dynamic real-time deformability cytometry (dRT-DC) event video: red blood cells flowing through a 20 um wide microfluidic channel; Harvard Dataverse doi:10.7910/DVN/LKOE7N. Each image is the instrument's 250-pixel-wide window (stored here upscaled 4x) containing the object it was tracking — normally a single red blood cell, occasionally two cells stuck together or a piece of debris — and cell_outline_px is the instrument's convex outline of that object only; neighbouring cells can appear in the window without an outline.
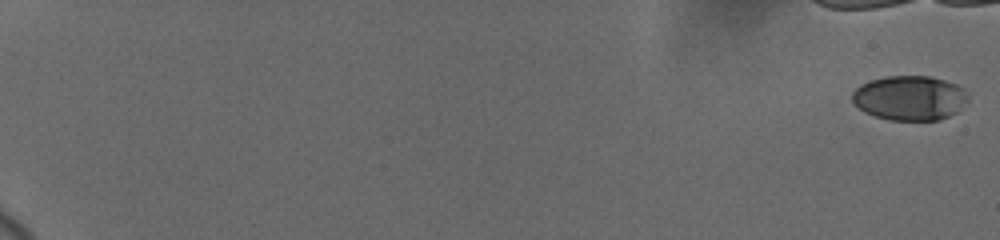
{"species": "human", "species_latin": "Homo sapiens", "temperature_condition": "cold", "stored_images_in_passage": 24, "camera_frame_rate_fps": 3000, "um_per_image_px": 0.085, "donor": {"sex": "female"}, "frame": {"image": 1, "passage_image": 1, "time_ms": 0.0, "image_size_px": [1000, 240], "cell_outline_px": [[968, 100], [956, 112], [940, 120], [888, 120], [864, 112], [852, 100], [852, 92], [860, 84], [872, 80], [888, 76], [928, 76], [944, 80], [956, 84], [964, 88], [968, 96]], "centroid_in_image_um": [77.33, 8.33], "position_along_channel_um": 7.7, "area_um2": 30.06}}
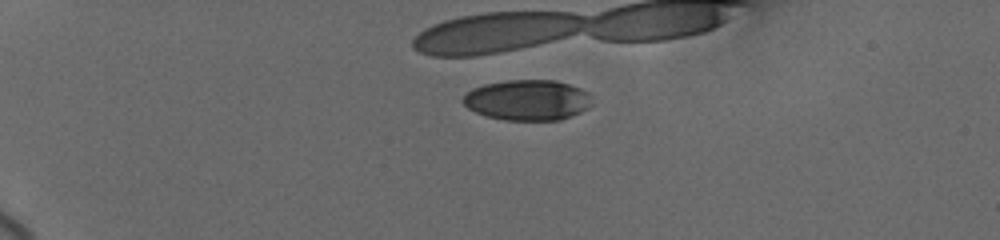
{"frame": {"image": 2, "passage_image": 11, "time_ms": 5.333, "image_size_px": [1000, 240], "cell_outline_px": [[592, 104], [580, 112], [560, 120], [504, 120], [488, 116], [476, 112], [468, 108], [460, 100], [472, 88], [484, 84], [508, 80], [556, 80], [580, 88], [588, 92]], "centroid_in_image_um": [44.83, 8.5], "position_along_channel_um": 40.2, "area_um2": 30.4}}